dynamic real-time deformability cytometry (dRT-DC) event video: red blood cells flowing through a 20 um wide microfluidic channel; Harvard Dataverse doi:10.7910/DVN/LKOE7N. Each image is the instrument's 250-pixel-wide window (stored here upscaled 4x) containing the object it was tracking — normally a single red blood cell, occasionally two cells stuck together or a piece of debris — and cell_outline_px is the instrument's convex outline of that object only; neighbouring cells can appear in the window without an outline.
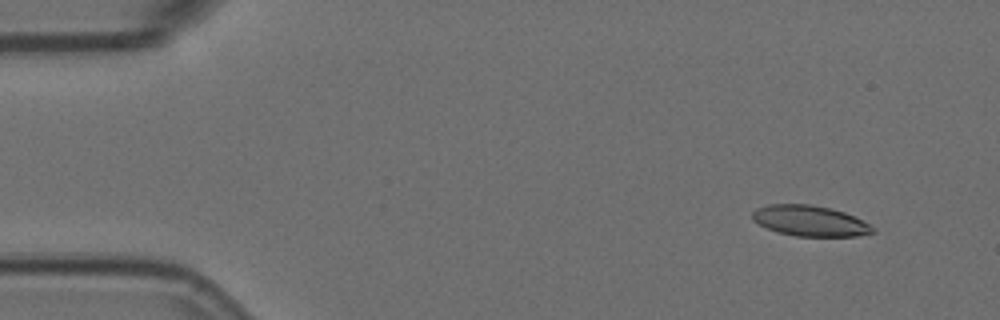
{"species": "Egyptian fruit bat (a non-hibernating species)", "species_latin": "Rousettus aegyptiacus", "temperature_condition": "room temperature", "stored_images_in_passage": 54, "camera_frame_rate_fps": 3000, "um_per_image_px": 0.085, "animal": {"sex": "female"}, "frame": {"image": 1, "passage_image": 2, "time_ms": 0.333, "image_size_px": [1000, 320], "cell_outline_px": [[876, 232], [856, 236], [796, 236], [776, 232], [752, 220], [752, 212], [756, 208], [768, 204], [808, 204], [828, 208], [844, 212], [868, 224]], "centroid_in_image_um": [68.78, 18.77], "position_along_channel_um": 16.2, "area_um2": 21.21}}
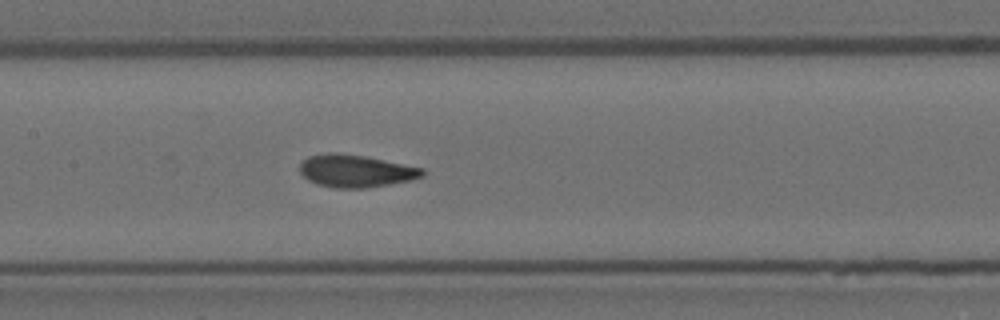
{"frame": {"image": 2, "passage_image": 24, "time_ms": 7.667, "image_size_px": [1000, 320], "cell_outline_px": [[424, 176], [408, 180], [388, 184], [364, 188], [332, 188], [316, 184], [308, 180], [300, 172], [300, 164], [308, 156], [328, 152], [336, 152], [364, 156], [424, 168]], "centroid_in_image_um": [30.2, 14.53], "position_along_channel_um": 177.2, "area_um2": 23.12}}
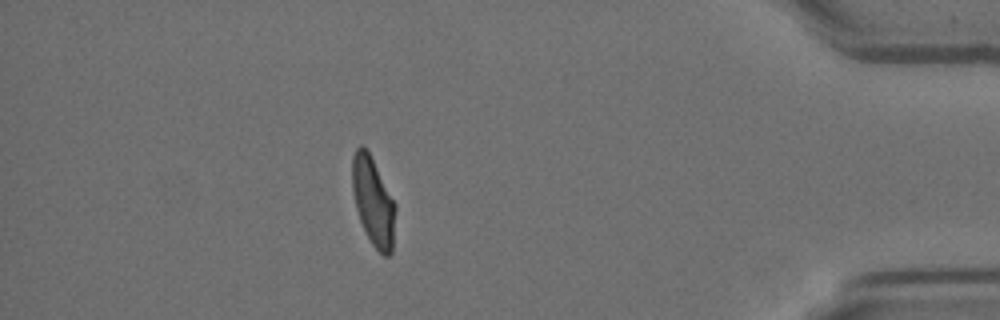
{"frame": {"image": 3, "passage_image": 47, "time_ms": 15.333, "image_size_px": [1000, 320], "cell_outline_px": [[396, 208], [392, 252], [388, 256], [384, 256], [372, 244], [360, 220], [356, 208], [352, 192], [352, 156], [356, 148], [360, 144], [364, 144], [368, 148], [396, 204]], "centroid_in_image_um": [31.72, 17.05], "position_along_channel_um": 403.5, "area_um2": 22.54}, "authors_computed_cell_mechanics": {"area_um2": 22.7154, "velocity_mm_per_s": 3.5724, "shape_relaxation_time_tau1_ms": 5.1562, "shape_relaxation_time_tau2_ms": 1.1486, "deformation_change_tau1": 0.1779, "deformation_change_tau2": 0.0444}}